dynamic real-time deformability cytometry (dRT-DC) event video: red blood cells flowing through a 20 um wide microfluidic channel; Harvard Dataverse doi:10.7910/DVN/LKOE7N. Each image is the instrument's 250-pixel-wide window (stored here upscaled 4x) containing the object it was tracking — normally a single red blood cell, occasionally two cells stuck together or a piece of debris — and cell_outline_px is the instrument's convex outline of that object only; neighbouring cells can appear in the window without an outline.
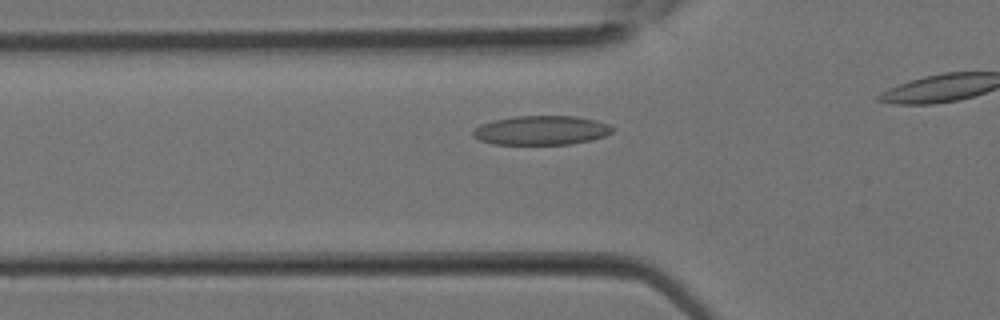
{"species": "Egyptian fruit bat (a non-hibernating species)", "species_latin": "Rousettus aegyptiacus", "temperature_condition": "room temperature", "stored_images_in_passage": 19, "camera_frame_rate_fps": 3000, "um_per_image_px": 0.085, "animal": {"sex": "female"}, "frame": {"image": 1, "passage_image": 6, "time_ms": 1.667, "image_size_px": [1000, 320], "cell_outline_px": [[616, 128], [612, 132], [604, 136], [592, 140], [572, 144], [492, 144], [480, 140], [472, 136], [472, 132], [480, 124], [492, 120], [516, 116], [576, 116], [596, 120], [608, 124]], "centroid_in_image_um": [46.02, 11.07], "position_along_channel_um": 79.8, "area_um2": 23.87}}
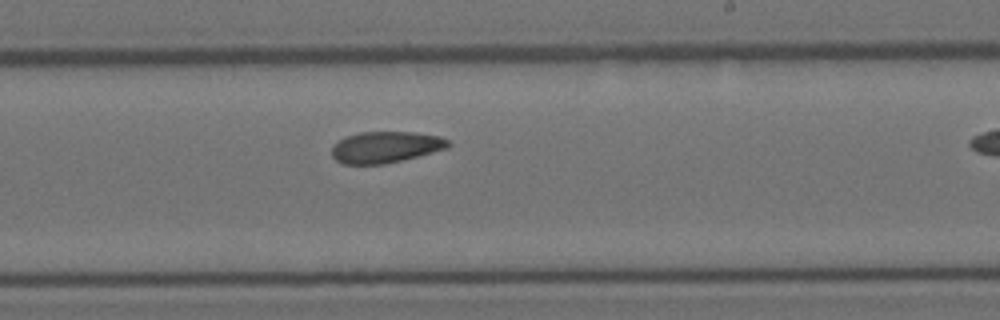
{"frame": {"image": 2, "passage_image": 14, "time_ms": 4.333, "image_size_px": [1000, 320], "cell_outline_px": [[452, 144], [448, 148], [384, 164], [344, 164], [336, 160], [332, 156], [332, 144], [344, 136], [360, 132], [412, 132], [440, 136], [448, 140]], "centroid_in_image_um": [32.74, 12.49], "position_along_channel_um": 256.3, "area_um2": 21.27}}
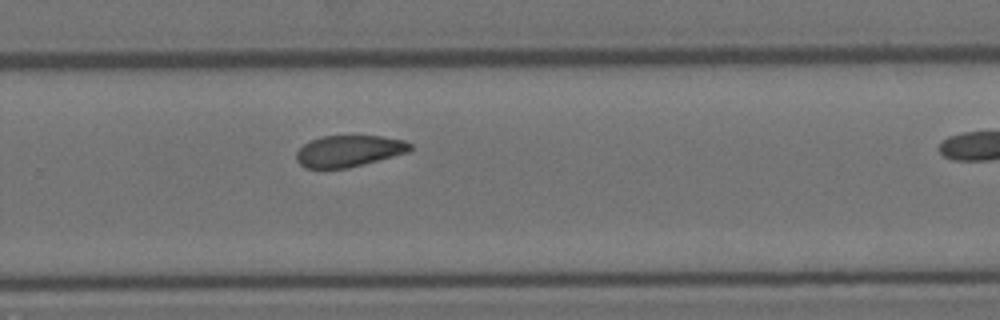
{"frame": {"image": 3, "passage_image": 16, "time_ms": 5.0, "image_size_px": [1000, 320], "cell_outline_px": [[412, 148], [408, 152], [348, 168], [304, 168], [296, 160], [296, 152], [304, 144], [320, 136], [380, 136], [404, 140], [412, 144]], "centroid_in_image_um": [29.64, 12.83], "position_along_channel_um": 300.2, "area_um2": 20.75}}